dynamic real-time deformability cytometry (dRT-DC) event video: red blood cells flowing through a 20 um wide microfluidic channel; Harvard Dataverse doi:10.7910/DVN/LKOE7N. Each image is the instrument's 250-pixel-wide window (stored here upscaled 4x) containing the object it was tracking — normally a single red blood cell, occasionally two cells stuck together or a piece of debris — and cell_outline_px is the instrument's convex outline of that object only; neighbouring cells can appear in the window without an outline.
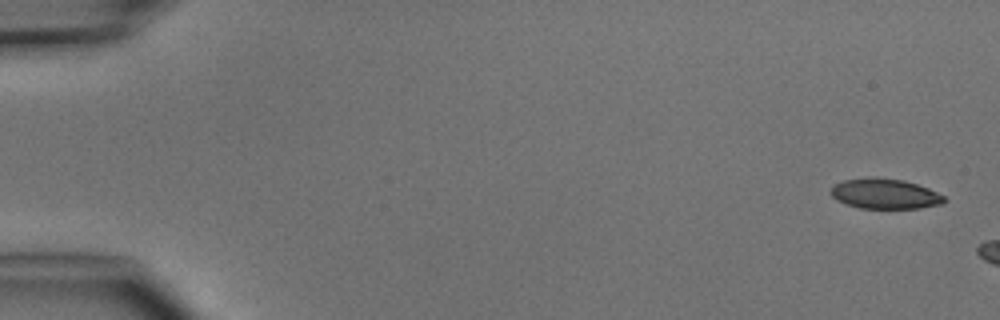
{"species": "common noctule bat (a hibernating species)", "species_latin": "Nyctalus noctula", "temperature_condition": "cold", "stored_images_in_passage": 3, "camera_frame_rate_fps": 3000, "um_per_image_px": 0.085, "animal": {"sex": "male", "body_mass_g": 15.6}, "frame": {"image": 1, "passage_image": 1, "time_ms": 0.0, "image_size_px": [1000, 320], "cell_outline_px": [[944, 200], [940, 204], [920, 208], [860, 208], [844, 204], [836, 200], [828, 192], [836, 184], [844, 180], [904, 180], [928, 188], [944, 196]], "centroid_in_image_um": [75.2, 16.52], "position_along_channel_um": 9.8, "area_um2": 19.07}}